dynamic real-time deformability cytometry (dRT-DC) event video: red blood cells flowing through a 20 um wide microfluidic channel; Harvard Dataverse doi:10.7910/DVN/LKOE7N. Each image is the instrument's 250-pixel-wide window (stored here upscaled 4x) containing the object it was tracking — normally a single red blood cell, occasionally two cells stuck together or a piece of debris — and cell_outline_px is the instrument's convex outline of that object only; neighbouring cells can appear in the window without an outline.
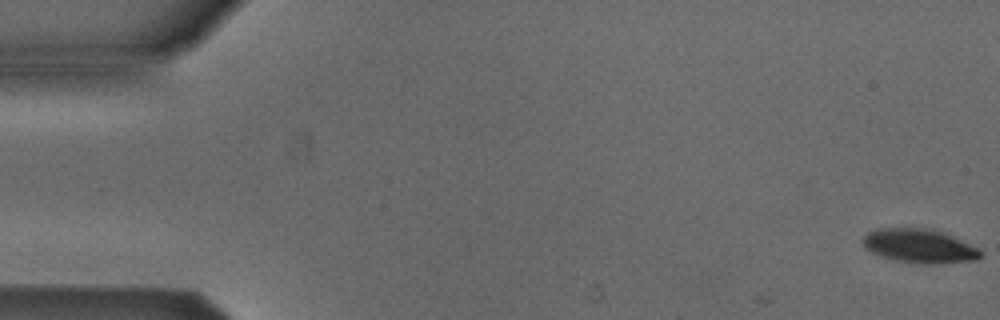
{"species": "Egyptian fruit bat (a non-hibernating species)", "species_latin": "Rousettus aegyptiacus", "temperature_condition": "cold", "stored_images_in_passage": 4, "camera_frame_rate_fps": 3000, "um_per_image_px": 0.085, "animal": {"sex": "male"}, "frame": {"image": 1, "passage_image": 1, "time_ms": 0.0, "image_size_px": [1000, 320], "cell_outline_px": [[980, 256], [976, 260], [940, 264], [916, 264], [896, 260], [872, 252], [864, 244], [864, 236], [868, 232], [876, 228], [932, 228], [944, 232], [976, 248], [980, 252]], "centroid_in_image_um": [78.15, 20.9], "position_along_channel_um": 6.8, "area_um2": 23.0}}